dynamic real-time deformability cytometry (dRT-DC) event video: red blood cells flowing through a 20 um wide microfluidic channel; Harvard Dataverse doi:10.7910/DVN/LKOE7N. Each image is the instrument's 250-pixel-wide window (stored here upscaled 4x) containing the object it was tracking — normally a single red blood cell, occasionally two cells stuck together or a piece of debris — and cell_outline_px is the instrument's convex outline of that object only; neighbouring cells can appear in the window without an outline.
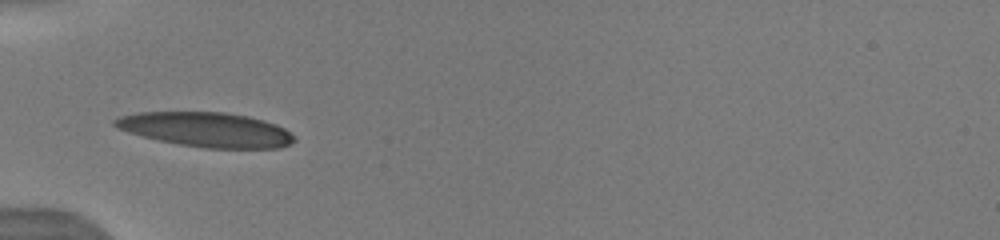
{"species": "human", "species_latin": "Homo sapiens", "temperature_condition": "warm", "stored_images_in_passage": 38, "camera_frame_rate_fps": 3000, "um_per_image_px": 0.085, "donor": {"sex": "male"}, "frame": {"image": 1, "passage_image": 1, "time_ms": 0.0, "image_size_px": [1000, 240], "cell_outline_px": [[296, 140], [280, 148], [204, 148], [180, 144], [160, 140], [128, 132], [116, 128], [112, 124], [112, 120], [120, 116], [136, 112], [224, 112], [248, 116], [264, 120], [276, 124], [284, 128], [296, 136]], "centroid_in_image_um": [17.54, 11.01], "position_along_channel_um": 67.5, "area_um2": 36.18}, "authors_computed_cell_mechanics": {"area_um2": 34.4488, "velocity_mm_per_s": 3.9668, "shape_relaxation_time_tau1_ms": 3.9536, "shape_relaxation_time_tau2_ms": 0.9346, "deformation_change_tau1": 0.1636, "deformation_change_tau2": 0.0823}}